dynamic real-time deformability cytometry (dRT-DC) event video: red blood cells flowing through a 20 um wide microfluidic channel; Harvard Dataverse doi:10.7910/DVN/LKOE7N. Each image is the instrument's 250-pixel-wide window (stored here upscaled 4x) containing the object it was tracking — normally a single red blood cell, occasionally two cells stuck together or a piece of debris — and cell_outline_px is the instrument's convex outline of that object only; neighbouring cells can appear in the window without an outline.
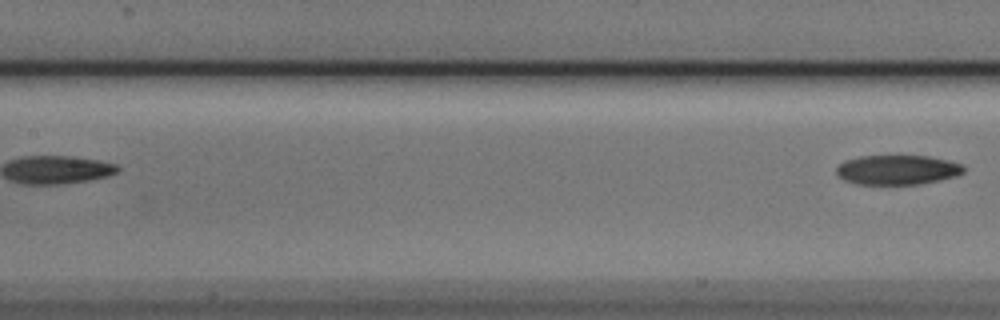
{"species": "Egyptian fruit bat (a non-hibernating species)", "species_latin": "Rousettus aegyptiacus", "temperature_condition": "cold", "stored_images_in_passage": 5, "segment_of_instrument_passage": [2, 2], "camera_frame_rate_fps": 3000, "um_per_image_px": 0.085, "animal": {"sex": "male"}, "frame": {"image": 1, "passage_image": 5, "time_ms": 1.333, "image_size_px": [1000, 320], "cell_outline_px": [[964, 172], [956, 176], [940, 180], [920, 184], [856, 184], [844, 180], [836, 172], [836, 168], [844, 160], [860, 156], [928, 156], [948, 160], [960, 164], [964, 168]], "centroid_in_image_um": [76.27, 14.44], "position_along_channel_um": 131.1, "area_um2": 21.91}}